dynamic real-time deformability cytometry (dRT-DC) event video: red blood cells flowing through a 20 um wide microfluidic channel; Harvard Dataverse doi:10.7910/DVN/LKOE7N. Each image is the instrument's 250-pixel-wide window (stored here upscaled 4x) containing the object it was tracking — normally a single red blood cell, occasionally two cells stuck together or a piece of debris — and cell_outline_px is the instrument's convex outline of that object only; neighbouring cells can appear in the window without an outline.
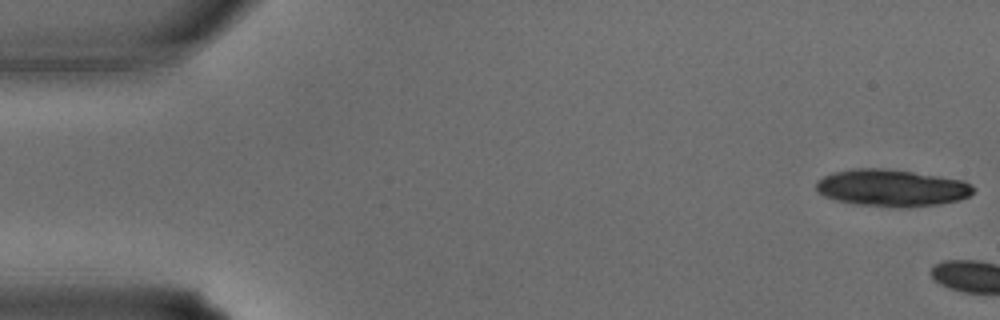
{"species": "common noctule bat (a hibernating species)", "species_latin": "Nyctalus noctula", "temperature_condition": "warm", "stored_images_in_passage": 3, "camera_frame_rate_fps": 3000, "um_per_image_px": 0.085, "animal": {"sex": "male", "body_mass_g": 15.6}, "frame": {"image": 1, "passage_image": 1, "time_ms": 0.0, "image_size_px": [1000, 320], "cell_outline_px": [[976, 188], [968, 196], [960, 200], [940, 204], [908, 208], [896, 208], [856, 204], [836, 200], [824, 196], [816, 188], [816, 180], [832, 172], [852, 168], [880, 168], [912, 172], [964, 180], [972, 184]], "centroid_in_image_um": [75.81, 15.98], "position_along_channel_um": 9.2, "area_um2": 34.16}}